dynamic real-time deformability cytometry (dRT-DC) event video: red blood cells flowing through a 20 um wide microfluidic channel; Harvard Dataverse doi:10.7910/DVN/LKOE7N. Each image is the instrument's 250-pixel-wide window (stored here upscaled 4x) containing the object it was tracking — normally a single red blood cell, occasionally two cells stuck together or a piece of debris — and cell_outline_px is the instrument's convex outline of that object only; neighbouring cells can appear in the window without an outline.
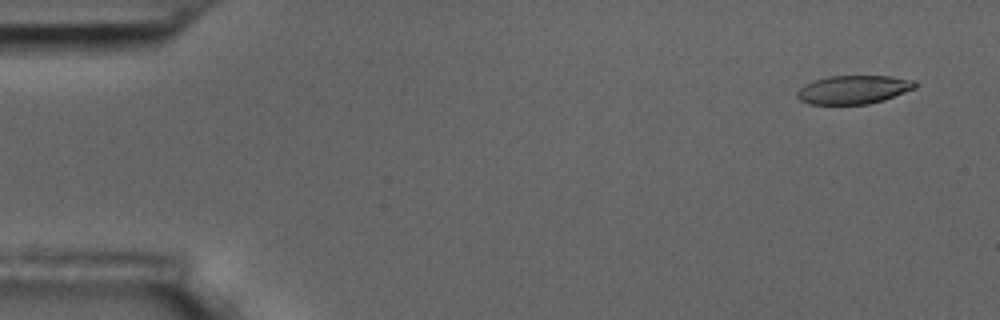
{"species": "common noctule bat (a hibernating species)", "species_latin": "Nyctalus noctula", "temperature_condition": "room temperature", "stored_images_in_passage": 8, "camera_frame_rate_fps": 3000, "um_per_image_px": 0.085, "animal": {"sex": "male", "body_mass_g": 17.5, "forearm_length_mm": 52.3}, "frame": {"image": 1, "passage_image": 1, "time_ms": 0.0, "image_size_px": [1000, 320], "cell_outline_px": [[920, 84], [916, 88], [884, 100], [868, 104], [808, 104], [800, 100], [796, 96], [796, 92], [804, 84], [812, 80], [828, 76], [888, 76], [916, 80]], "centroid_in_image_um": [72.56, 7.61], "position_along_channel_um": 12.4, "area_um2": 19.88}}
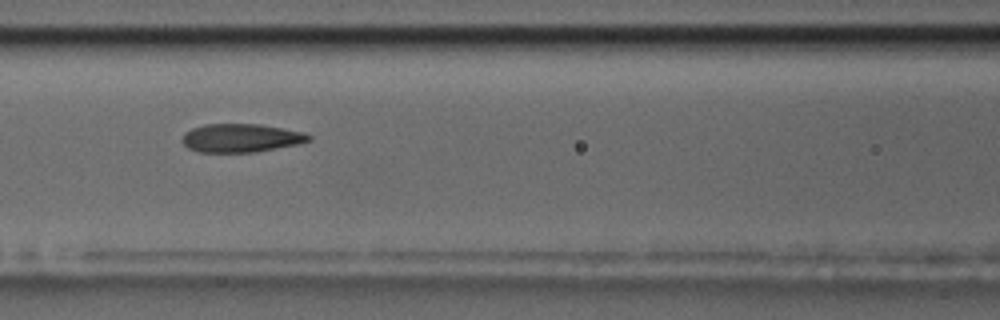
{"frame": {"image": 2, "passage_image": 7, "time_ms": 7.0, "image_size_px": [1000, 320], "cell_outline_px": [[312, 140], [300, 144], [256, 152], [200, 152], [188, 148], [180, 140], [184, 132], [192, 128], [204, 124], [260, 124], [284, 128], [304, 132], [312, 136]], "centroid_in_image_um": [20.5, 11.73], "position_along_channel_um": 146.1, "area_um2": 21.27}}
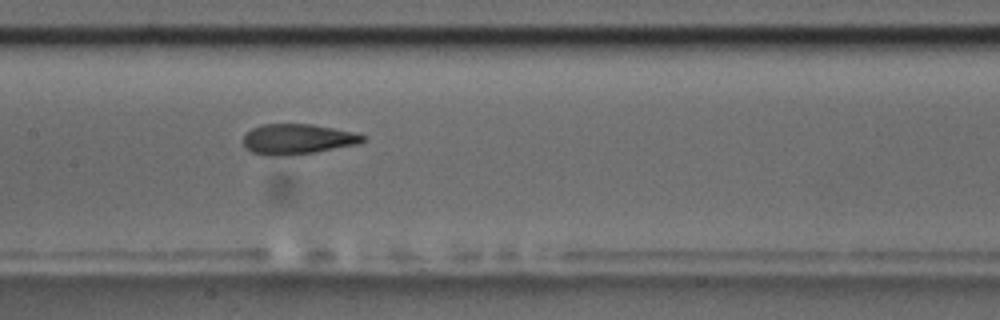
{"frame": {"image": 3, "passage_image": 8, "time_ms": 8.0, "image_size_px": [1000, 320], "cell_outline_px": [[368, 140], [356, 144], [316, 152], [276, 156], [264, 156], [252, 152], [244, 148], [244, 136], [252, 128], [264, 124], [312, 124], [356, 132], [368, 136]], "centroid_in_image_um": [25.32, 11.82], "position_along_channel_um": 182.1, "area_um2": 21.27}}